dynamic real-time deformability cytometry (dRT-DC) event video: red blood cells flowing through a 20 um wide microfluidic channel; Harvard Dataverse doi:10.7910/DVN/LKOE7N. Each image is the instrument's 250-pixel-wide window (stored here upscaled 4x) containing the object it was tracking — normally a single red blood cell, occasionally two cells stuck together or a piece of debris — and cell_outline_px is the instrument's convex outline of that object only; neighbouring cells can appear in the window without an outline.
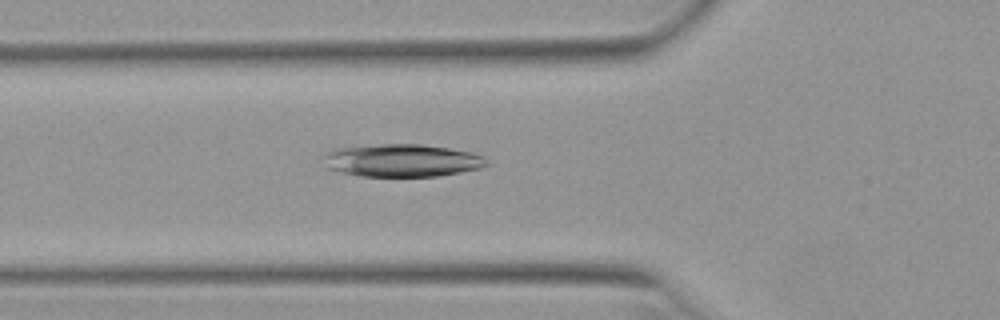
{"species": "Egyptian fruit bat (a non-hibernating species)", "species_latin": "Rousettus aegyptiacus", "temperature_condition": "warm", "stored_images_in_passage": 46, "camera_frame_rate_fps": 3000, "um_per_image_px": 0.085, "animal": {"sex": "female"}, "frame": {"image": 1, "passage_image": 13, "time_ms": 4.0, "image_size_px": [1000, 320], "cell_outline_px": [[488, 164], [480, 168], [440, 176], [360, 176], [340, 172], [328, 168], [320, 156], [336, 148], [384, 144], [420, 144], [448, 148], [472, 152], [484, 156]], "centroid_in_image_um": [34.15, 13.64], "position_along_channel_um": 91.6, "area_um2": 31.1}}
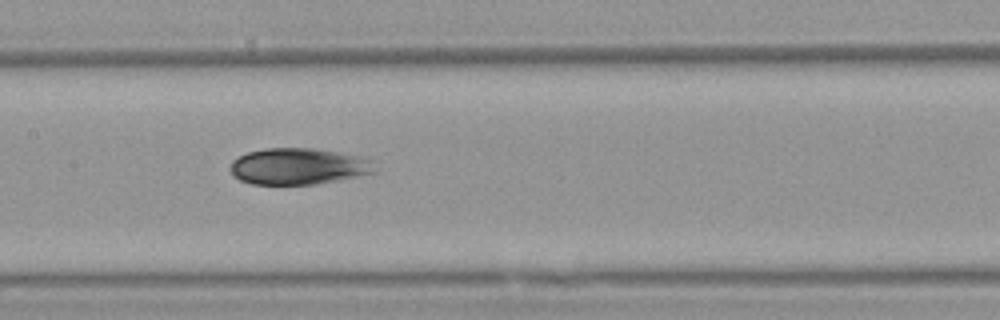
{"frame": {"image": 2, "passage_image": 20, "time_ms": 6.333, "image_size_px": [1000, 320], "cell_outline_px": [[376, 172], [316, 184], [252, 184], [240, 180], [232, 176], [228, 168], [232, 160], [248, 152], [268, 148], [312, 148], [336, 152], [372, 160]], "centroid_in_image_um": [25.28, 14.14], "position_along_channel_um": 182.1, "area_um2": 30.4}}
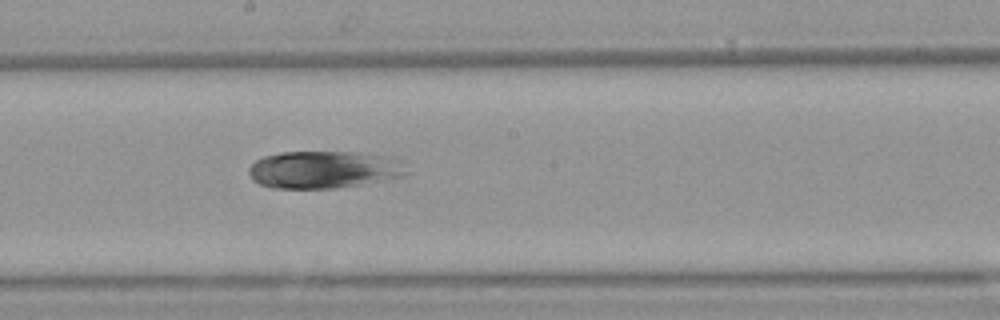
{"frame": {"image": 3, "passage_image": 23, "time_ms": 7.333, "image_size_px": [1000, 320], "cell_outline_px": [[408, 172], [404, 176], [360, 184], [336, 188], [272, 188], [260, 184], [252, 180], [248, 172], [248, 168], [256, 160], [264, 156], [280, 152], [352, 152], [380, 156], [400, 160]], "centroid_in_image_um": [27.46, 14.42], "position_along_channel_um": 220.7, "area_um2": 34.1}}